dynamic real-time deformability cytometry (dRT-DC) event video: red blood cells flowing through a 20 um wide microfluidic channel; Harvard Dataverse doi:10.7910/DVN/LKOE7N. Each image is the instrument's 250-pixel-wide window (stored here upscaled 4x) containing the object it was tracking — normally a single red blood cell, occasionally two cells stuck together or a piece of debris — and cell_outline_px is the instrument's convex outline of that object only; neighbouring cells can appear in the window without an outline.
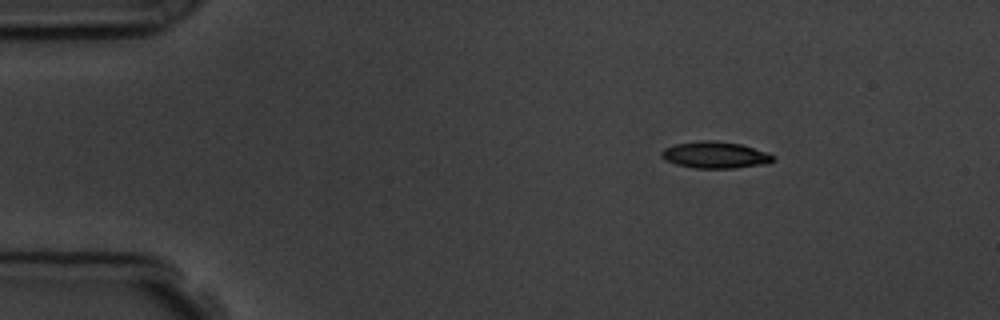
{"species": "common noctule bat (a hibernating species)", "species_latin": "Nyctalus noctula", "temperature_condition": "room temperature", "stored_images_in_passage": 4, "camera_frame_rate_fps": 3000, "um_per_image_px": 0.085, "animal": {"sex": "male", "body_mass_g": 19.5, "forearm_length_mm": 54.6}, "frame": {"image": 1, "passage_image": 2, "time_ms": 1.0, "image_size_px": [1000, 320], "cell_outline_px": [[776, 160], [768, 164], [736, 168], [696, 168], [676, 164], [664, 160], [660, 156], [660, 152], [664, 148], [676, 144], [700, 140], [716, 140], [740, 144], [768, 152], [776, 156]], "centroid_in_image_um": [60.82, 13.17], "position_along_channel_um": 24.2, "area_um2": 17.63}}